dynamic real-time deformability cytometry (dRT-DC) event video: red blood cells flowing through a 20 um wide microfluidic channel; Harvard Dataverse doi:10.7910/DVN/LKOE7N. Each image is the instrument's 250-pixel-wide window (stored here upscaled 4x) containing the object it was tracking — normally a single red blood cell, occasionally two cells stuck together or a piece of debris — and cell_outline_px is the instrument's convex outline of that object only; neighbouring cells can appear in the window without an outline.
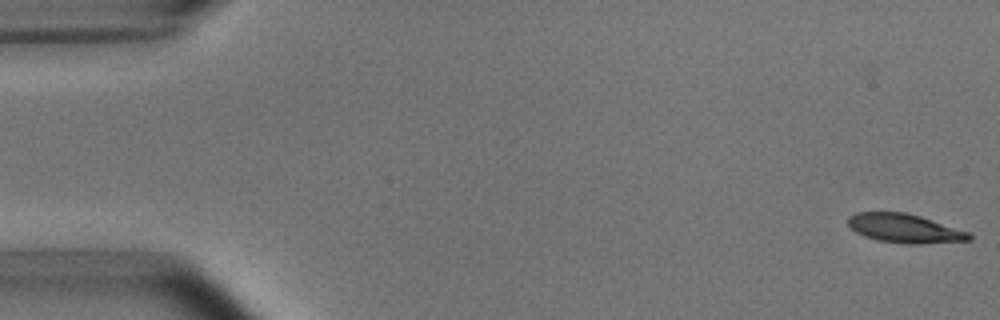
{"species": "common noctule bat (a hibernating species)", "species_latin": "Nyctalus noctula", "temperature_condition": "room temperature", "stored_images_in_passage": 52, "camera_frame_rate_fps": 3000, "um_per_image_px": 0.085, "animal": {"sex": "male", "body_mass_g": 15.6}, "frame": {"image": 1, "passage_image": 1, "time_ms": 0.0, "image_size_px": [1000, 320], "cell_outline_px": [[972, 240], [920, 244], [904, 244], [876, 240], [864, 236], [856, 232], [848, 224], [848, 216], [856, 212], [904, 212], [920, 216], [968, 232], [972, 236]], "centroid_in_image_um": [76.87, 19.42], "position_along_channel_um": 8.1, "area_um2": 20.35}}
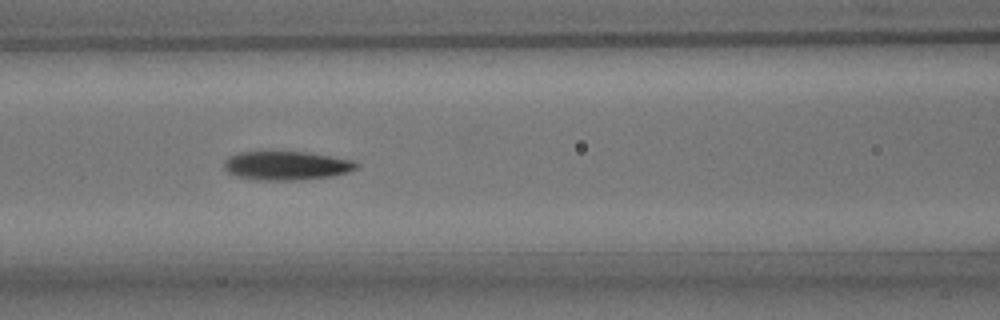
{"frame": {"image": 2, "passage_image": 22, "time_ms": 7.0, "image_size_px": [1000, 320], "cell_outline_px": [[360, 164], [356, 168], [348, 172], [332, 176], [292, 180], [256, 180], [236, 176], [228, 172], [224, 168], [224, 160], [228, 156], [240, 152], [304, 152], [332, 156], [356, 160]], "centroid_in_image_um": [24.36, 14.07], "position_along_channel_um": 142.2, "area_um2": 22.25}}
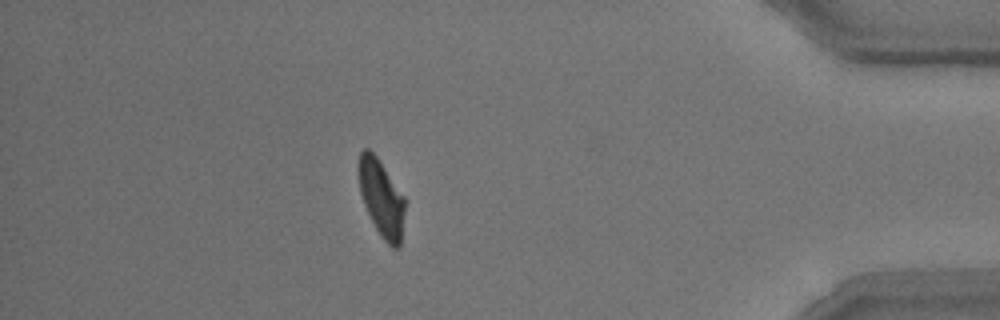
{"frame": {"image": 3, "passage_image": 46, "time_ms": 15.0, "image_size_px": [1000, 320], "cell_outline_px": [[408, 200], [400, 248], [392, 248], [380, 236], [364, 204], [360, 192], [356, 172], [356, 168], [360, 152], [364, 148], [368, 148], [376, 156]], "centroid_in_image_um": [32.45, 16.84], "position_along_channel_um": 402.8, "area_um2": 21.5}, "authors_computed_cell_mechanics": {"area_um2": 21.964, "velocity_mm_per_s": 3.8051, "shape_relaxation_time_tau1_ms": 2.6516, "shape_relaxation_time_tau2_ms": 2.8028, "deformation_change_tau1": 0.1497, "deformation_change_tau2": 0.109}}